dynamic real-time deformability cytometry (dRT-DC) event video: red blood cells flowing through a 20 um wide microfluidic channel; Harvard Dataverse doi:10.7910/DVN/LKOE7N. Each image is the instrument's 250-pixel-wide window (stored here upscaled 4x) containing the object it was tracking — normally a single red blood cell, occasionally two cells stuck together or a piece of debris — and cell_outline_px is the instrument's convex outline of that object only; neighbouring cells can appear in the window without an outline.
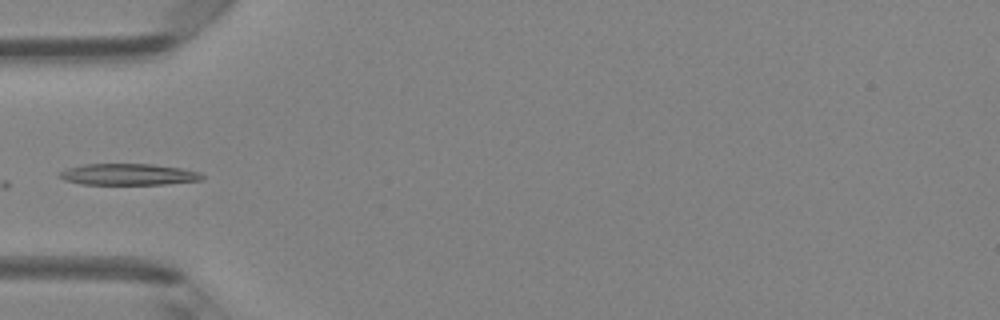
{"species": "Egyptian fruit bat (a non-hibernating species)", "species_latin": "Rousettus aegyptiacus", "temperature_condition": "room temperature", "stored_images_in_passage": 6, "camera_frame_rate_fps": 3000, "um_per_image_px": 0.085, "animal": {"sex": "female"}, "frame": {"image": 1, "passage_image": 5, "time_ms": 1.333, "image_size_px": [1000, 320], "cell_outline_px": [[204, 180], [164, 184], [80, 184], [64, 180], [56, 176], [60, 172], [68, 168], [84, 164], [152, 164], [180, 168], [200, 172], [204, 176]], "centroid_in_image_um": [10.91, 14.82], "position_along_channel_um": 74.1, "area_um2": 17.8}}
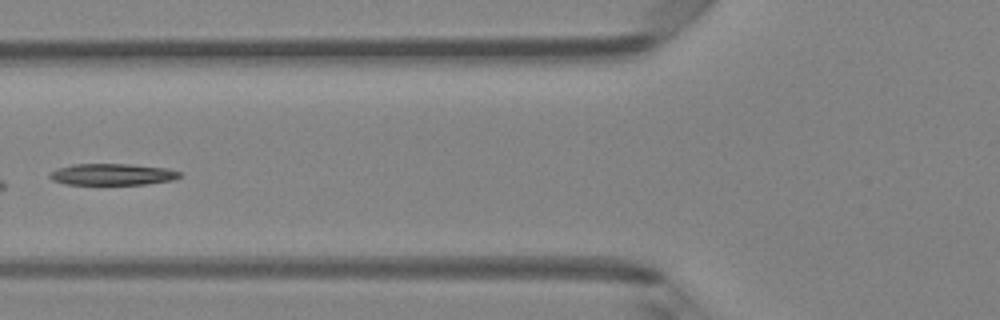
{"frame": {"image": 2, "passage_image": 6, "time_ms": 1.667, "image_size_px": [1000, 320], "cell_outline_px": [[180, 176], [172, 180], [144, 184], [64, 184], [52, 180], [48, 176], [48, 172], [56, 168], [72, 164], [128, 164], [168, 168], [180, 172]], "centroid_in_image_um": [9.47, 14.81], "position_along_channel_um": 116.3, "area_um2": 16.3}}